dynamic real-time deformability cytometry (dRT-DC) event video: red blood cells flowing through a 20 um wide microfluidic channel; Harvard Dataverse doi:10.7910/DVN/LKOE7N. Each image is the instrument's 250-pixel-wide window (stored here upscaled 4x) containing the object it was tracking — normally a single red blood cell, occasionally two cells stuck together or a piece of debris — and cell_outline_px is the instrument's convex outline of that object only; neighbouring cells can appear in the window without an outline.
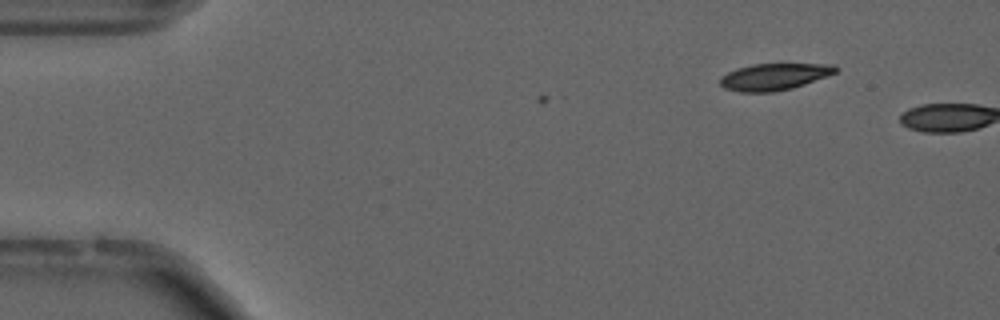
{"species": "common noctule bat (a hibernating species)", "species_latin": "Nyctalus noctula", "temperature_condition": "cold", "stored_images_in_passage": 11, "camera_frame_rate_fps": 3000, "um_per_image_px": 0.085, "animal": {"sex": "male", "forearm_length_mm": 52.5}, "frame": {"image": 1, "passage_image": 11, "time_ms": 3.333, "image_size_px": [1000, 320], "cell_outline_px": [[840, 68], [836, 72], [804, 84], [792, 88], [772, 92], [740, 92], [724, 88], [720, 84], [720, 76], [736, 68], [752, 64], [836, 64]], "centroid_in_image_um": [65.79, 6.51], "position_along_channel_um": 19.2, "area_um2": 17.98}}